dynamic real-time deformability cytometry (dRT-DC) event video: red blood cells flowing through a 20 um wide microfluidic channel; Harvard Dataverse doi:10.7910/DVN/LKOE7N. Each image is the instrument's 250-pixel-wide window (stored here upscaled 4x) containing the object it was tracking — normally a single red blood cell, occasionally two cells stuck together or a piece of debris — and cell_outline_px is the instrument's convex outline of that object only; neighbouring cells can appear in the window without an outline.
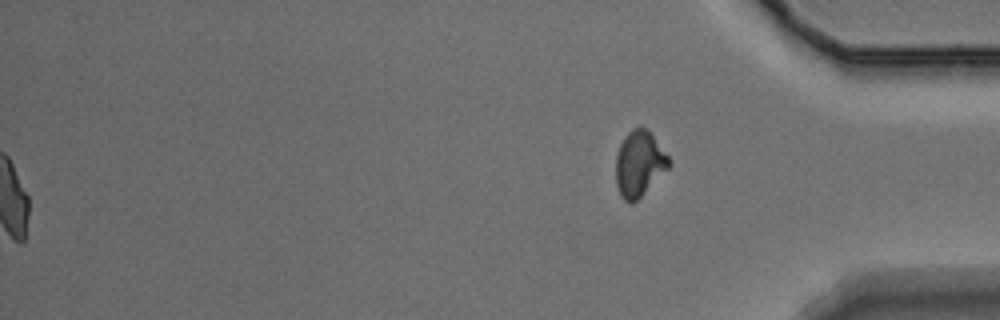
{"species": "Egyptian fruit bat (a non-hibernating species)", "species_latin": "Rousettus aegyptiacus", "temperature_condition": "warm", "stored_images_in_passage": 55, "segment_of_instrument_passage": [2, 2], "camera_frame_rate_fps": 3000, "um_per_image_px": 0.085, "animal": {"sex": "male"}, "frame": {"image": 1, "passage_image": 55, "time_ms": 18.0, "image_size_px": [1000, 320], "cell_outline_px": [[672, 164], [632, 204], [624, 200], [620, 196], [616, 184], [616, 156], [620, 144], [624, 136], [632, 128], [648, 128], [672, 160]], "centroid_in_image_um": [54.34, 13.89], "position_along_channel_um": 380.9, "area_um2": 20.29}}